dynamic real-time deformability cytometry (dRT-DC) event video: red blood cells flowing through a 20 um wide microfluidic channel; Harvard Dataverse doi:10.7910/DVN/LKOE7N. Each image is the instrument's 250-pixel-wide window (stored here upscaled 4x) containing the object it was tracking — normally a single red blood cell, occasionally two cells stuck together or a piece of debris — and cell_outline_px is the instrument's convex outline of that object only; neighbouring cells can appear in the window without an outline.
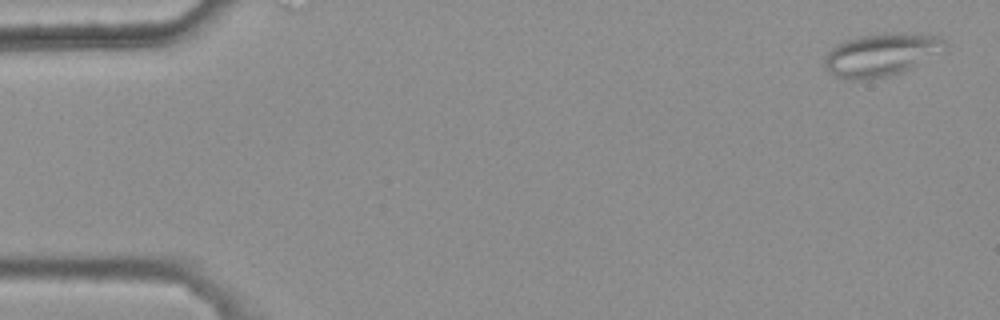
{"species": "common noctule bat (a hibernating species)", "species_latin": "Nyctalus noctula", "temperature_condition": "warm", "stored_images_in_passage": 4, "camera_frame_rate_fps": 3000, "um_per_image_px": 0.085, "animal": {"sex": "female", "body_mass_g": 25.1}, "frame": {"image": 1, "passage_image": 1, "time_ms": 0.0, "image_size_px": [1000, 320], "cell_outline_px": [[948, 44], [916, 64], [900, 72], [888, 76], [860, 80], [836, 76], [828, 72], [824, 68], [824, 60], [828, 52], [832, 48], [844, 40], [860, 36], [896, 32], [900, 32], [940, 36]], "centroid_in_image_um": [74.82, 4.63], "position_along_channel_um": 10.2, "area_um2": 29.19}}